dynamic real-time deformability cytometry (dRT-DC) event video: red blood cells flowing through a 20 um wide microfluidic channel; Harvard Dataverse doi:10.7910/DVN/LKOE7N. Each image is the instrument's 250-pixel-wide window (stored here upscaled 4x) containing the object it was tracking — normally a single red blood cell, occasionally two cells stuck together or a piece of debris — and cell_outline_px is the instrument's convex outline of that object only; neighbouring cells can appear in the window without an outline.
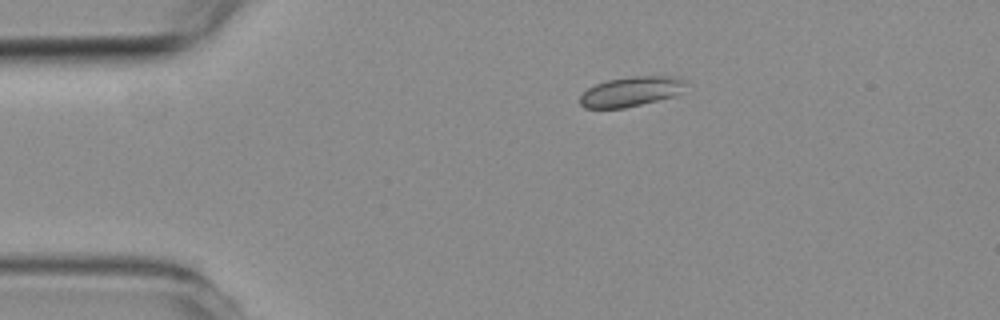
{"species": "common noctule bat (a hibernating species)", "species_latin": "Nyctalus noctula", "temperature_condition": "room temperature", "stored_images_in_passage": 3, "camera_frame_rate_fps": 3000, "um_per_image_px": 0.085, "animal": {"sex": "female", "body_mass_g": 19.3, "forearm_length_mm": 54.1}, "frame": {"image": 1, "passage_image": 1, "time_ms": 0.0, "image_size_px": [1000, 320], "cell_outline_px": [[684, 84], [676, 96], [624, 108], [584, 108], [580, 104], [580, 96], [588, 88], [596, 84], [608, 80], [632, 76], [680, 76], [684, 80]], "centroid_in_image_um": [53.62, 7.78], "position_along_channel_um": 31.4, "area_um2": 18.26}}
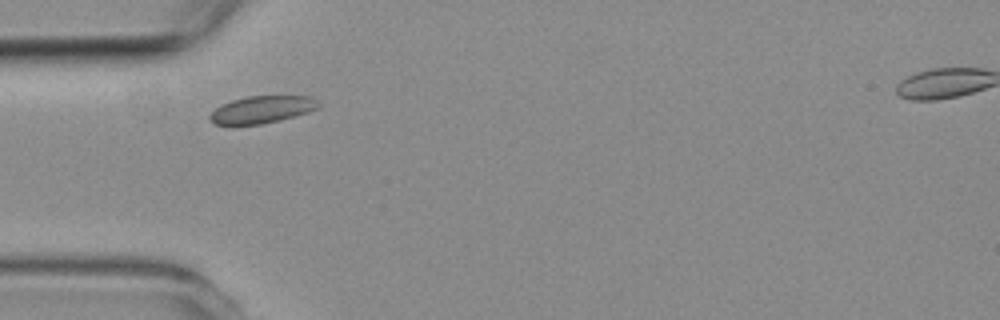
{"frame": {"image": 2, "passage_image": 2, "time_ms": 2.0, "image_size_px": [1000, 320], "cell_outline_px": [[320, 108], [308, 112], [280, 120], [260, 124], [216, 124], [208, 120], [208, 116], [220, 104], [232, 100], [248, 96], [312, 96], [320, 104]], "centroid_in_image_um": [22.27, 9.3], "position_along_channel_um": 62.7, "area_um2": 17.22}}
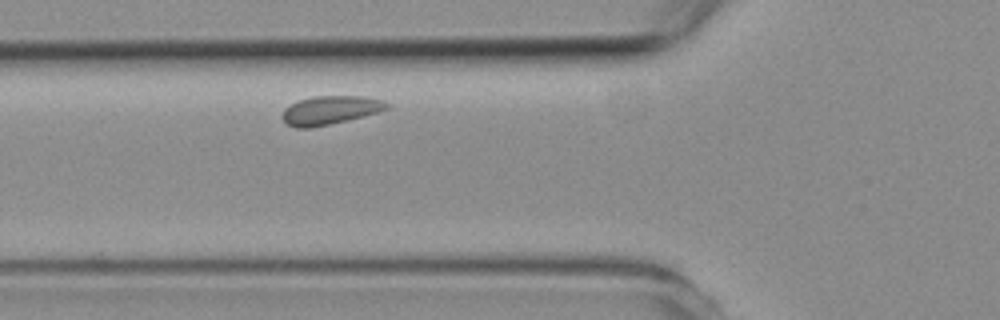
{"frame": {"image": 3, "passage_image": 3, "time_ms": 3.0, "image_size_px": [1000, 320], "cell_outline_px": [[392, 108], [380, 112], [348, 120], [312, 128], [296, 128], [288, 124], [284, 120], [284, 108], [296, 100], [312, 96], [364, 96], [384, 100], [392, 104]], "centroid_in_image_um": [28.15, 9.35], "position_along_channel_um": 97.7, "area_um2": 17.74}}